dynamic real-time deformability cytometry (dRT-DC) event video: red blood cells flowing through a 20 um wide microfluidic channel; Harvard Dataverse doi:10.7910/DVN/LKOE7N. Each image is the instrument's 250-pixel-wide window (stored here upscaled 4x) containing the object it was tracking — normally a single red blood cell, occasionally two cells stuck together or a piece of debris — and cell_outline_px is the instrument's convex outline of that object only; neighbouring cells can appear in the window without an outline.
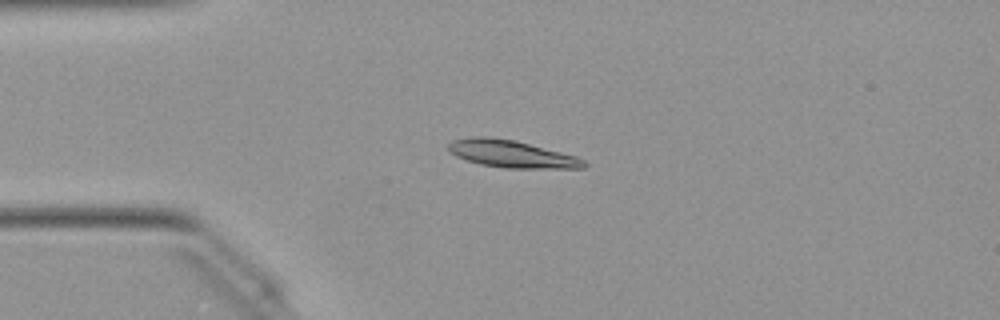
{"species": "Egyptian fruit bat (a non-hibernating species)", "species_latin": "Rousettus aegyptiacus", "temperature_condition": "warm", "stored_images_in_passage": 43, "camera_frame_rate_fps": 3000, "um_per_image_px": 0.085, "animal": {"sex": "female"}, "frame": {"image": 1, "passage_image": 11, "time_ms": 3.333, "image_size_px": [1000, 320], "cell_outline_px": [[588, 164], [584, 168], [504, 168], [480, 164], [456, 156], [448, 152], [448, 144], [452, 140], [472, 136], [488, 136], [512, 140], [576, 156], [584, 160]], "centroid_in_image_um": [43.44, 13.08], "position_along_channel_um": 41.6, "area_um2": 21.39}}
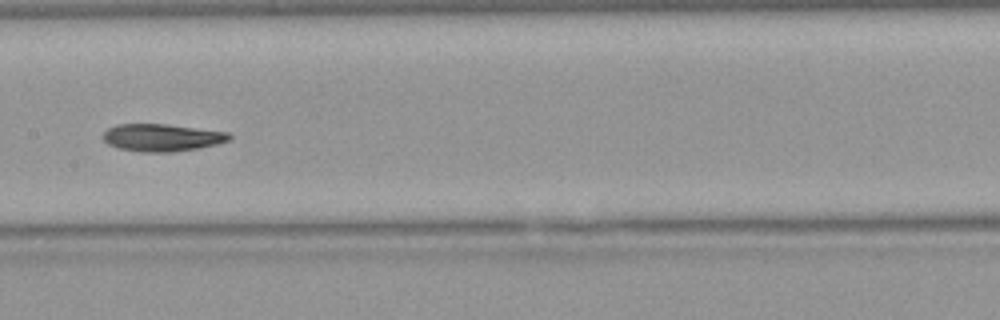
{"frame": {"image": 2, "passage_image": 24, "time_ms": 7.667, "image_size_px": [1000, 320], "cell_outline_px": [[232, 140], [216, 144], [196, 148], [172, 152], [140, 152], [116, 148], [108, 144], [104, 140], [104, 132], [108, 128], [116, 124], [164, 124], [228, 132], [232, 136]], "centroid_in_image_um": [13.75, 11.7], "position_along_channel_um": 193.7, "area_um2": 20.11}}
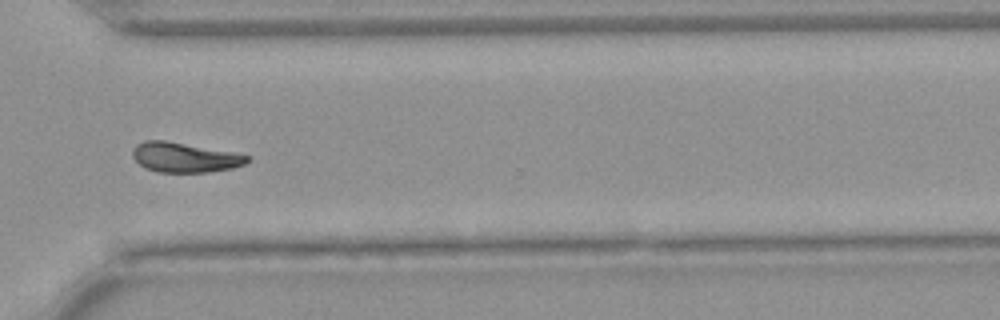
{"frame": {"image": 3, "passage_image": 36, "time_ms": 11.667, "image_size_px": [1000, 320], "cell_outline_px": [[248, 160], [244, 164], [232, 168], [208, 172], [156, 172], [144, 168], [132, 156], [132, 148], [136, 144], [144, 140], [164, 140], [232, 152], [248, 156]], "centroid_in_image_um": [15.62, 13.38], "position_along_channel_um": 355.0, "area_um2": 19.77}, "authors_computed_cell_mechanics": {"area_um2": 20.1722, "velocity_mm_per_s": 4.0291, "shape_relaxation_time_tau1_ms": 6.0553, "shape_relaxation_time_tau2_ms": 5.1159, "deformation_change_tau1": 0.1732, "deformation_change_tau2": 0.1085}}